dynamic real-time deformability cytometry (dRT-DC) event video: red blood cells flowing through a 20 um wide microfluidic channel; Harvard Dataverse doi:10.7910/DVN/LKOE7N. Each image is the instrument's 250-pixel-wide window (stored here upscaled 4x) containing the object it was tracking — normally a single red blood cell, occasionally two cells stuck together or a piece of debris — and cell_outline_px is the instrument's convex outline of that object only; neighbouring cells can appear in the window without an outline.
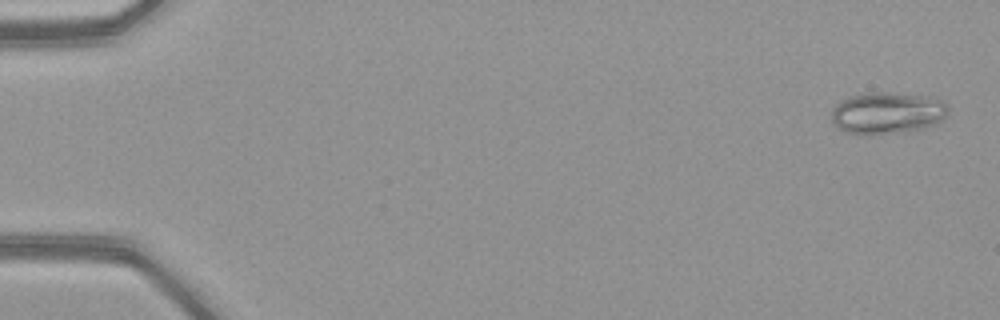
{"species": "common noctule bat (a hibernating species)", "species_latin": "Nyctalus noctula", "temperature_condition": "warm", "stored_images_in_passage": 50, "camera_frame_rate_fps": 3000, "um_per_image_px": 0.085, "animal": {"sex": "female", "body_mass_g": 21.9}, "frame": {"image": 1, "passage_image": 1, "time_ms": 0.0, "image_size_px": [1000, 320], "cell_outline_px": [[948, 116], [932, 124], [908, 132], [864, 136], [844, 132], [836, 128], [832, 120], [832, 108], [840, 100], [848, 96], [860, 92], [884, 92], [928, 96], [944, 100], [948, 104]], "centroid_in_image_um": [75.37, 9.61], "position_along_channel_um": 9.6, "area_um2": 29.19}}
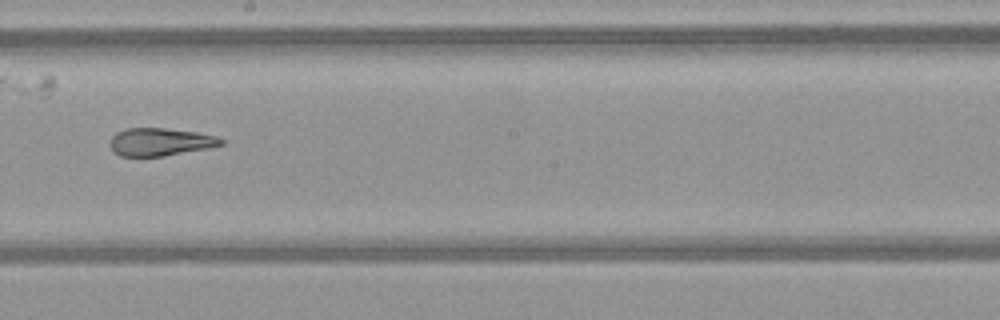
{"frame": {"image": 2, "passage_image": 29, "time_ms": 9.333, "image_size_px": [1000, 320], "cell_outline_px": [[224, 144], [212, 148], [164, 156], [120, 156], [112, 152], [108, 144], [112, 136], [116, 132], [124, 128], [164, 128], [196, 132], [216, 136], [224, 140]], "centroid_in_image_um": [13.6, 12.07], "position_along_channel_um": 234.6, "area_um2": 18.32}}
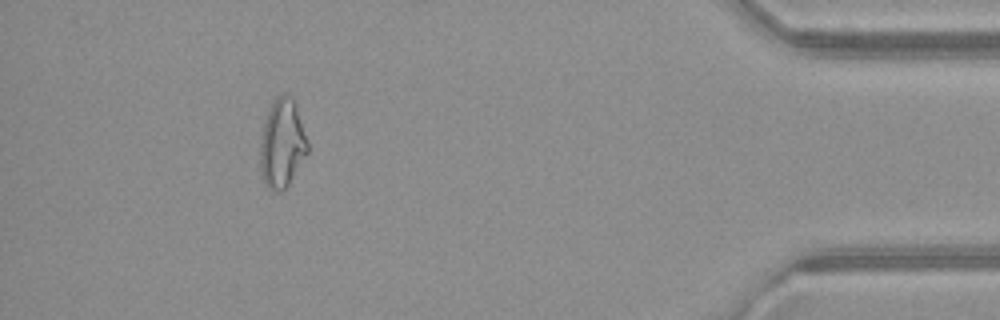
{"frame": {"image": 3, "passage_image": 46, "time_ms": 15.0, "image_size_px": [1000, 320], "cell_outline_px": [[308, 152], [288, 184], [280, 192], [272, 192], [264, 184], [260, 172], [260, 136], [264, 120], [268, 108], [276, 96], [284, 92], [292, 96], [308, 140]], "centroid_in_image_um": [23.95, 12.18], "position_along_channel_um": 411.3, "area_um2": 24.85}, "authors_computed_cell_mechanics": {"area_um2": 22.542, "velocity_mm_per_s": 4.0864, "shape_relaxation_time_tau1_ms": null, "shape_relaxation_time_tau2_ms": 3.4658, "deformation_change_tau1": null, "deformation_change_tau2": 0.1007}}